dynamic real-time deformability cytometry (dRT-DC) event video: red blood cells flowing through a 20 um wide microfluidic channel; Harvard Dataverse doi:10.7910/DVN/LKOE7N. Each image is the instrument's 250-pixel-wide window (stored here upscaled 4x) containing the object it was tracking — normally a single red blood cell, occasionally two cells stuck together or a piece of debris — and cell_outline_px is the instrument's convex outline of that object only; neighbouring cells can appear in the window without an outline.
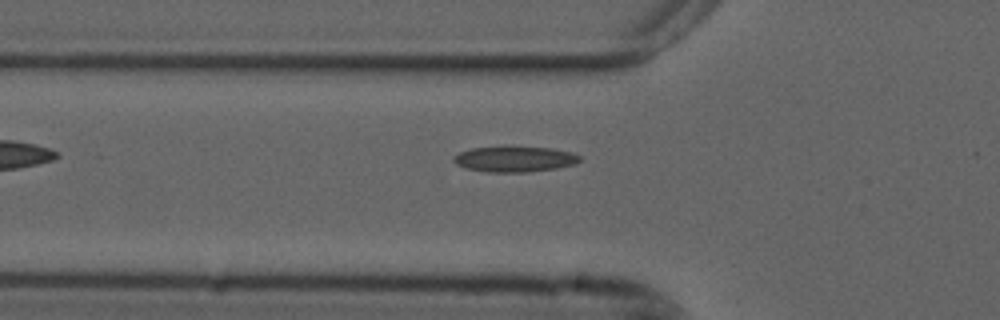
{"species": "common noctule bat (a hibernating species)", "species_latin": "Nyctalus noctula", "temperature_condition": "cold", "stored_images_in_passage": 37, "camera_frame_rate_fps": 3000, "um_per_image_px": 0.085, "animal": {"sex": "male", "forearm_length_mm": 52.5}, "frame": {"image": 1, "passage_image": 4, "time_ms": 1.0, "image_size_px": [1000, 320], "cell_outline_px": [[580, 160], [576, 164], [556, 168], [528, 172], [488, 172], [468, 168], [456, 164], [452, 160], [452, 156], [460, 152], [472, 148], [508, 144], [552, 148], [572, 152], [580, 156]], "centroid_in_image_um": [43.74, 13.48], "position_along_channel_um": 82.1, "area_um2": 19.54}}
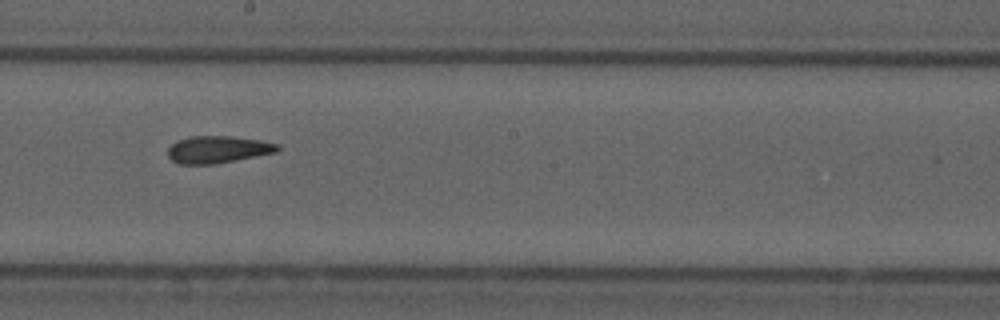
{"frame": {"image": 2, "passage_image": 16, "time_ms": 5.0, "image_size_px": [1000, 320], "cell_outline_px": [[280, 148], [276, 152], [216, 164], [176, 164], [168, 156], [168, 148], [176, 140], [192, 136], [232, 136], [260, 140], [280, 144]], "centroid_in_image_um": [18.5, 12.7], "position_along_channel_um": 229.7, "area_um2": 17.46}}
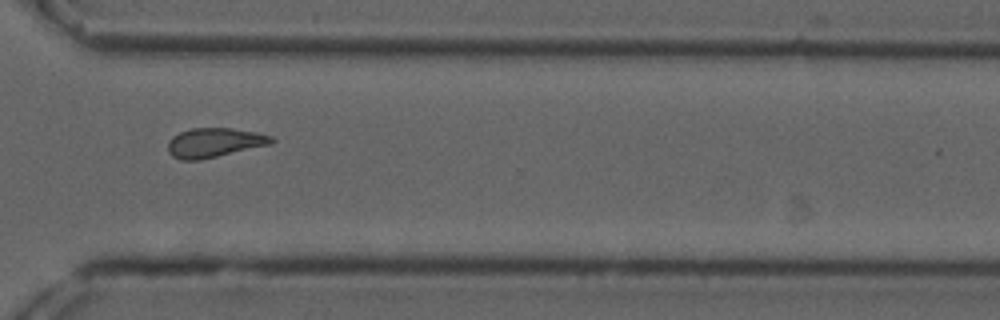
{"frame": {"image": 3, "passage_image": 26, "time_ms": 8.333, "image_size_px": [1000, 320], "cell_outline_px": [[276, 140], [272, 144], [200, 160], [180, 160], [172, 156], [168, 152], [168, 140], [172, 136], [180, 132], [192, 128], [232, 128], [256, 132], [272, 136]], "centroid_in_image_um": [18.22, 12.12], "position_along_channel_um": 352.4, "area_um2": 17.86}}